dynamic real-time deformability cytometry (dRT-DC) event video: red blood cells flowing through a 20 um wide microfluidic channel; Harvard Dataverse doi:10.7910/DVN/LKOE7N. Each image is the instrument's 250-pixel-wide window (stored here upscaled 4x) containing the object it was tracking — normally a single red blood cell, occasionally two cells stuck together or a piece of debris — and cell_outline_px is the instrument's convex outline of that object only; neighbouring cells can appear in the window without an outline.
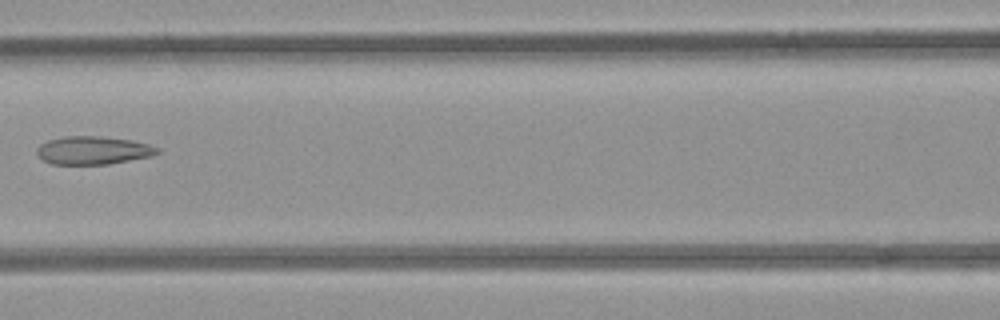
{"species": "common noctule bat (a hibernating species)", "species_latin": "Nyctalus noctula", "temperature_condition": "room temperature", "stored_images_in_passage": 3, "camera_frame_rate_fps": 3000, "um_per_image_px": 0.085, "animal": {"sex": "female", "body_mass_g": 21.9}, "frame": {"image": 1, "passage_image": 3, "time_ms": 2.333, "image_size_px": [1000, 320], "cell_outline_px": [[160, 152], [152, 156], [108, 164], [52, 164], [44, 160], [36, 152], [36, 148], [40, 144], [48, 140], [64, 136], [100, 136], [132, 140], [148, 144], [160, 148]], "centroid_in_image_um": [7.93, 12.77], "position_along_channel_um": 158.7, "area_um2": 19.77}}